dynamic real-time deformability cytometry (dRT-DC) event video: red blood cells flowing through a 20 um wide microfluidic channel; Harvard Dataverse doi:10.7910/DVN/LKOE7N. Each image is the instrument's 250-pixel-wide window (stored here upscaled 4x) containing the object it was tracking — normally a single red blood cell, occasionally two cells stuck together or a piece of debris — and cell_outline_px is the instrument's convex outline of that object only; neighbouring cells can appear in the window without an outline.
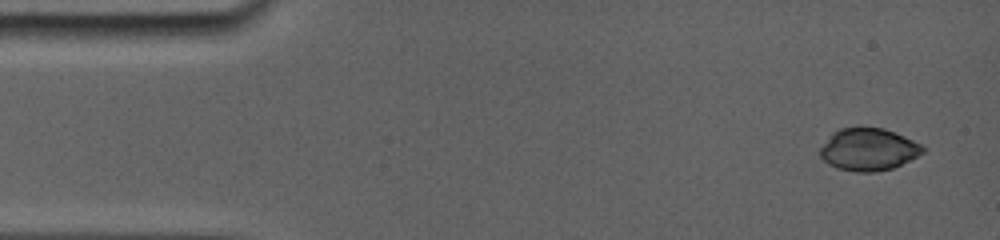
{"species": "common noctule bat (a hibernating species)", "species_latin": "Nyctalus noctula", "temperature_condition": "room temperature", "stored_images_in_passage": 4, "camera_frame_rate_fps": 5000, "um_per_image_px": 0.085, "animal": {"sex": "female", "body_mass_g": 19.0, "forearm_length_mm": 56.7}, "frame": {"image": 1, "passage_image": 1, "time_ms": 0.0, "image_size_px": [1000, 240], "cell_outline_px": [[924, 148], [916, 156], [892, 168], [872, 172], [856, 172], [840, 168], [824, 160], [820, 156], [820, 152], [832, 136], [840, 128], [880, 128], [892, 132]], "centroid_in_image_um": [73.79, 12.73], "position_along_channel_um": 11.2, "area_um2": 23.76}}
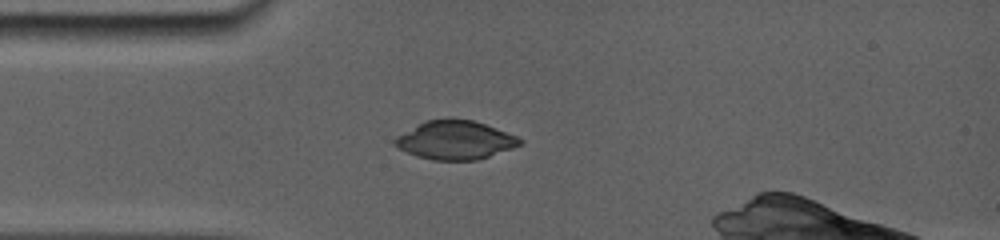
{"frame": {"image": 2, "passage_image": 4, "time_ms": 3.4, "image_size_px": [1000, 240], "cell_outline_px": [[520, 144], [488, 156], [476, 160], [432, 160], [408, 152], [400, 148], [396, 144], [396, 140], [400, 136], [424, 120], [472, 120], [484, 124], [516, 136], [520, 140]], "centroid_in_image_um": [38.7, 11.92], "position_along_channel_um": 46.3, "area_um2": 26.76}}